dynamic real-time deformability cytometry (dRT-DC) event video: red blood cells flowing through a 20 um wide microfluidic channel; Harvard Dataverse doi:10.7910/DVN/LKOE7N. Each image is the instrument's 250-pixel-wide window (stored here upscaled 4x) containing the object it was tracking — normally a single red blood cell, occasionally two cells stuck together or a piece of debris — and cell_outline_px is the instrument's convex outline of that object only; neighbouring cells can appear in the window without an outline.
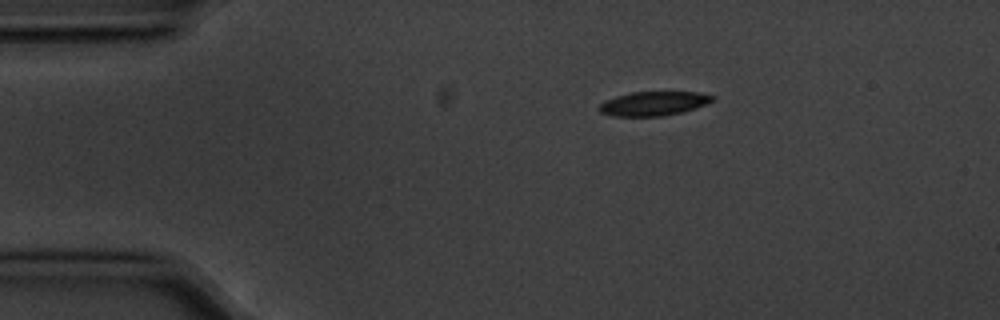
{"species": "common noctule bat (a hibernating species)", "species_latin": "Nyctalus noctula", "temperature_condition": "cold", "stored_images_in_passage": 3, "camera_frame_rate_fps": 3000, "um_per_image_px": 0.085, "animal": {"sex": "male", "body_mass_g": 20.1, "forearm_length_mm": 53.5}, "frame": {"image": 1, "passage_image": 1, "time_ms": 0.0, "image_size_px": [1000, 320], "cell_outline_px": [[712, 100], [696, 108], [684, 112], [664, 116], [612, 116], [600, 112], [596, 108], [604, 100], [616, 96], [632, 92], [696, 92], [712, 96]], "centroid_in_image_um": [55.47, 8.81], "position_along_channel_um": 29.5, "area_um2": 15.9}}
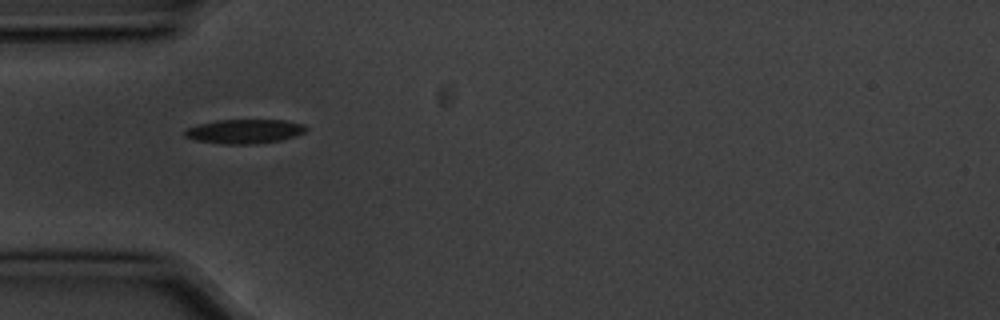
{"frame": {"image": 2, "passage_image": 3, "time_ms": 0.667, "image_size_px": [1000, 320], "cell_outline_px": [[308, 128], [304, 132], [280, 140], [252, 144], [224, 144], [192, 140], [184, 136], [184, 132], [188, 128], [200, 124], [216, 120], [284, 120], [304, 124]], "centroid_in_image_um": [20.75, 11.16], "position_along_channel_um": 64.2, "area_um2": 16.99}}